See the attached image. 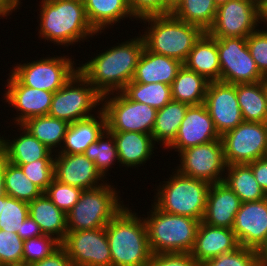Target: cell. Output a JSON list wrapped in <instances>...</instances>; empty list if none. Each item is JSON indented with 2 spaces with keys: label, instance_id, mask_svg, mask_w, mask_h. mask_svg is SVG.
I'll list each match as a JSON object with an SVG mask.
<instances>
[{
  "label": "cell",
  "instance_id": "cell-1",
  "mask_svg": "<svg viewBox=\"0 0 267 266\" xmlns=\"http://www.w3.org/2000/svg\"><path fill=\"white\" fill-rule=\"evenodd\" d=\"M129 40L109 48L78 67V71L101 96L121 92L132 81L145 44L142 35Z\"/></svg>",
  "mask_w": 267,
  "mask_h": 266
},
{
  "label": "cell",
  "instance_id": "cell-2",
  "mask_svg": "<svg viewBox=\"0 0 267 266\" xmlns=\"http://www.w3.org/2000/svg\"><path fill=\"white\" fill-rule=\"evenodd\" d=\"M40 3L38 32L45 41L70 46L97 35L87 18L83 0H41Z\"/></svg>",
  "mask_w": 267,
  "mask_h": 266
},
{
  "label": "cell",
  "instance_id": "cell-3",
  "mask_svg": "<svg viewBox=\"0 0 267 266\" xmlns=\"http://www.w3.org/2000/svg\"><path fill=\"white\" fill-rule=\"evenodd\" d=\"M126 206L105 226L112 266H145L152 256L144 219Z\"/></svg>",
  "mask_w": 267,
  "mask_h": 266
},
{
  "label": "cell",
  "instance_id": "cell-4",
  "mask_svg": "<svg viewBox=\"0 0 267 266\" xmlns=\"http://www.w3.org/2000/svg\"><path fill=\"white\" fill-rule=\"evenodd\" d=\"M148 22L142 38L145 47L156 54L176 59L182 63L195 43L205 33L200 27L177 19L172 14L152 15L141 18Z\"/></svg>",
  "mask_w": 267,
  "mask_h": 266
},
{
  "label": "cell",
  "instance_id": "cell-5",
  "mask_svg": "<svg viewBox=\"0 0 267 266\" xmlns=\"http://www.w3.org/2000/svg\"><path fill=\"white\" fill-rule=\"evenodd\" d=\"M151 209L144 221L152 254L190 253L201 221L164 212L155 204Z\"/></svg>",
  "mask_w": 267,
  "mask_h": 266
},
{
  "label": "cell",
  "instance_id": "cell-6",
  "mask_svg": "<svg viewBox=\"0 0 267 266\" xmlns=\"http://www.w3.org/2000/svg\"><path fill=\"white\" fill-rule=\"evenodd\" d=\"M175 172L156 189L158 192L153 204L164 212L202 221L211 184L185 176L176 169Z\"/></svg>",
  "mask_w": 267,
  "mask_h": 266
},
{
  "label": "cell",
  "instance_id": "cell-7",
  "mask_svg": "<svg viewBox=\"0 0 267 266\" xmlns=\"http://www.w3.org/2000/svg\"><path fill=\"white\" fill-rule=\"evenodd\" d=\"M118 192L107 182L83 190L80 199L66 214L68 231L93 230L105 227L125 206Z\"/></svg>",
  "mask_w": 267,
  "mask_h": 266
},
{
  "label": "cell",
  "instance_id": "cell-8",
  "mask_svg": "<svg viewBox=\"0 0 267 266\" xmlns=\"http://www.w3.org/2000/svg\"><path fill=\"white\" fill-rule=\"evenodd\" d=\"M77 84V85H76ZM102 102V96L79 72L52 97L49 116L67 121L69 124L95 116L92 110Z\"/></svg>",
  "mask_w": 267,
  "mask_h": 266
},
{
  "label": "cell",
  "instance_id": "cell-9",
  "mask_svg": "<svg viewBox=\"0 0 267 266\" xmlns=\"http://www.w3.org/2000/svg\"><path fill=\"white\" fill-rule=\"evenodd\" d=\"M111 97L109 94L102 96L101 106L109 132H141L152 135L157 114L155 108L132 101L122 92H115Z\"/></svg>",
  "mask_w": 267,
  "mask_h": 266
},
{
  "label": "cell",
  "instance_id": "cell-10",
  "mask_svg": "<svg viewBox=\"0 0 267 266\" xmlns=\"http://www.w3.org/2000/svg\"><path fill=\"white\" fill-rule=\"evenodd\" d=\"M72 58L54 56L18 64L12 73L23 85L55 93L77 73Z\"/></svg>",
  "mask_w": 267,
  "mask_h": 266
},
{
  "label": "cell",
  "instance_id": "cell-11",
  "mask_svg": "<svg viewBox=\"0 0 267 266\" xmlns=\"http://www.w3.org/2000/svg\"><path fill=\"white\" fill-rule=\"evenodd\" d=\"M227 166L267 156V123L243 121L221 136Z\"/></svg>",
  "mask_w": 267,
  "mask_h": 266
},
{
  "label": "cell",
  "instance_id": "cell-12",
  "mask_svg": "<svg viewBox=\"0 0 267 266\" xmlns=\"http://www.w3.org/2000/svg\"><path fill=\"white\" fill-rule=\"evenodd\" d=\"M220 63V81L229 84L255 83L260 73L248 48L246 38H216Z\"/></svg>",
  "mask_w": 267,
  "mask_h": 266
},
{
  "label": "cell",
  "instance_id": "cell-13",
  "mask_svg": "<svg viewBox=\"0 0 267 266\" xmlns=\"http://www.w3.org/2000/svg\"><path fill=\"white\" fill-rule=\"evenodd\" d=\"M261 22L257 0H229L217 7L215 21L208 30L213 38H247Z\"/></svg>",
  "mask_w": 267,
  "mask_h": 266
},
{
  "label": "cell",
  "instance_id": "cell-14",
  "mask_svg": "<svg viewBox=\"0 0 267 266\" xmlns=\"http://www.w3.org/2000/svg\"><path fill=\"white\" fill-rule=\"evenodd\" d=\"M177 171L185 176L204 180L210 184L223 182L227 163L221 140L192 146L179 152ZM223 175V176H222Z\"/></svg>",
  "mask_w": 267,
  "mask_h": 266
},
{
  "label": "cell",
  "instance_id": "cell-15",
  "mask_svg": "<svg viewBox=\"0 0 267 266\" xmlns=\"http://www.w3.org/2000/svg\"><path fill=\"white\" fill-rule=\"evenodd\" d=\"M61 246L70 258L72 266H112L105 227L67 231Z\"/></svg>",
  "mask_w": 267,
  "mask_h": 266
},
{
  "label": "cell",
  "instance_id": "cell-16",
  "mask_svg": "<svg viewBox=\"0 0 267 266\" xmlns=\"http://www.w3.org/2000/svg\"><path fill=\"white\" fill-rule=\"evenodd\" d=\"M204 105L220 136L244 121L237 100L236 84L209 82Z\"/></svg>",
  "mask_w": 267,
  "mask_h": 266
},
{
  "label": "cell",
  "instance_id": "cell-17",
  "mask_svg": "<svg viewBox=\"0 0 267 266\" xmlns=\"http://www.w3.org/2000/svg\"><path fill=\"white\" fill-rule=\"evenodd\" d=\"M232 230L240 246L259 251L267 243V197L242 203Z\"/></svg>",
  "mask_w": 267,
  "mask_h": 266
},
{
  "label": "cell",
  "instance_id": "cell-18",
  "mask_svg": "<svg viewBox=\"0 0 267 266\" xmlns=\"http://www.w3.org/2000/svg\"><path fill=\"white\" fill-rule=\"evenodd\" d=\"M214 140H221V136L217 132L206 106L204 104L191 105L186 111L174 141L168 148L177 149L175 151L179 153L186 148L210 143Z\"/></svg>",
  "mask_w": 267,
  "mask_h": 266
},
{
  "label": "cell",
  "instance_id": "cell-19",
  "mask_svg": "<svg viewBox=\"0 0 267 266\" xmlns=\"http://www.w3.org/2000/svg\"><path fill=\"white\" fill-rule=\"evenodd\" d=\"M8 78L4 99L20 111V115L14 117L17 125H22L30 118L49 114L54 93L23 85L12 73Z\"/></svg>",
  "mask_w": 267,
  "mask_h": 266
},
{
  "label": "cell",
  "instance_id": "cell-20",
  "mask_svg": "<svg viewBox=\"0 0 267 266\" xmlns=\"http://www.w3.org/2000/svg\"><path fill=\"white\" fill-rule=\"evenodd\" d=\"M54 157V179L61 183L89 190L105 182L95 163L84 154L58 153Z\"/></svg>",
  "mask_w": 267,
  "mask_h": 266
},
{
  "label": "cell",
  "instance_id": "cell-21",
  "mask_svg": "<svg viewBox=\"0 0 267 266\" xmlns=\"http://www.w3.org/2000/svg\"><path fill=\"white\" fill-rule=\"evenodd\" d=\"M238 247L240 245L232 229L211 226L201 221L190 254L200 266L205 261L235 251Z\"/></svg>",
  "mask_w": 267,
  "mask_h": 266
},
{
  "label": "cell",
  "instance_id": "cell-22",
  "mask_svg": "<svg viewBox=\"0 0 267 266\" xmlns=\"http://www.w3.org/2000/svg\"><path fill=\"white\" fill-rule=\"evenodd\" d=\"M241 204L239 197L225 183L211 184L202 222L232 229Z\"/></svg>",
  "mask_w": 267,
  "mask_h": 266
},
{
  "label": "cell",
  "instance_id": "cell-23",
  "mask_svg": "<svg viewBox=\"0 0 267 266\" xmlns=\"http://www.w3.org/2000/svg\"><path fill=\"white\" fill-rule=\"evenodd\" d=\"M183 63L160 54L142 51L132 81L137 83H165L171 86Z\"/></svg>",
  "mask_w": 267,
  "mask_h": 266
},
{
  "label": "cell",
  "instance_id": "cell-24",
  "mask_svg": "<svg viewBox=\"0 0 267 266\" xmlns=\"http://www.w3.org/2000/svg\"><path fill=\"white\" fill-rule=\"evenodd\" d=\"M23 132L13 140L0 137V155L14 165L28 164L39 159H54L51 151L22 125Z\"/></svg>",
  "mask_w": 267,
  "mask_h": 266
},
{
  "label": "cell",
  "instance_id": "cell-25",
  "mask_svg": "<svg viewBox=\"0 0 267 266\" xmlns=\"http://www.w3.org/2000/svg\"><path fill=\"white\" fill-rule=\"evenodd\" d=\"M98 109H100L97 110L98 116L69 124L64 138V146L56 154H84L87 147L97 141L102 133L107 130L105 114L101 110V106Z\"/></svg>",
  "mask_w": 267,
  "mask_h": 266
},
{
  "label": "cell",
  "instance_id": "cell-26",
  "mask_svg": "<svg viewBox=\"0 0 267 266\" xmlns=\"http://www.w3.org/2000/svg\"><path fill=\"white\" fill-rule=\"evenodd\" d=\"M115 139L119 163L128 168L145 164L153 155L152 135L141 132H110Z\"/></svg>",
  "mask_w": 267,
  "mask_h": 266
},
{
  "label": "cell",
  "instance_id": "cell-27",
  "mask_svg": "<svg viewBox=\"0 0 267 266\" xmlns=\"http://www.w3.org/2000/svg\"><path fill=\"white\" fill-rule=\"evenodd\" d=\"M183 65L209 82L220 81V63L216 38L205 32L195 43Z\"/></svg>",
  "mask_w": 267,
  "mask_h": 266
},
{
  "label": "cell",
  "instance_id": "cell-28",
  "mask_svg": "<svg viewBox=\"0 0 267 266\" xmlns=\"http://www.w3.org/2000/svg\"><path fill=\"white\" fill-rule=\"evenodd\" d=\"M28 205V214L40 226L42 233L62 242L68 231L66 213L59 209L45 193Z\"/></svg>",
  "mask_w": 267,
  "mask_h": 266
},
{
  "label": "cell",
  "instance_id": "cell-29",
  "mask_svg": "<svg viewBox=\"0 0 267 266\" xmlns=\"http://www.w3.org/2000/svg\"><path fill=\"white\" fill-rule=\"evenodd\" d=\"M83 2L87 18L98 33L123 18L136 19L130 10L128 0H83Z\"/></svg>",
  "mask_w": 267,
  "mask_h": 266
},
{
  "label": "cell",
  "instance_id": "cell-30",
  "mask_svg": "<svg viewBox=\"0 0 267 266\" xmlns=\"http://www.w3.org/2000/svg\"><path fill=\"white\" fill-rule=\"evenodd\" d=\"M189 106L186 103L172 100L157 110L152 129L154 142H159L167 149L174 141Z\"/></svg>",
  "mask_w": 267,
  "mask_h": 266
},
{
  "label": "cell",
  "instance_id": "cell-31",
  "mask_svg": "<svg viewBox=\"0 0 267 266\" xmlns=\"http://www.w3.org/2000/svg\"><path fill=\"white\" fill-rule=\"evenodd\" d=\"M209 81L184 65L171 84L172 99L188 105L204 104Z\"/></svg>",
  "mask_w": 267,
  "mask_h": 266
},
{
  "label": "cell",
  "instance_id": "cell-32",
  "mask_svg": "<svg viewBox=\"0 0 267 266\" xmlns=\"http://www.w3.org/2000/svg\"><path fill=\"white\" fill-rule=\"evenodd\" d=\"M226 172L223 183L239 197L242 203L259 201L267 197L248 164L229 165Z\"/></svg>",
  "mask_w": 267,
  "mask_h": 266
},
{
  "label": "cell",
  "instance_id": "cell-33",
  "mask_svg": "<svg viewBox=\"0 0 267 266\" xmlns=\"http://www.w3.org/2000/svg\"><path fill=\"white\" fill-rule=\"evenodd\" d=\"M236 93L244 121L267 123V102L262 81L238 83Z\"/></svg>",
  "mask_w": 267,
  "mask_h": 266
},
{
  "label": "cell",
  "instance_id": "cell-34",
  "mask_svg": "<svg viewBox=\"0 0 267 266\" xmlns=\"http://www.w3.org/2000/svg\"><path fill=\"white\" fill-rule=\"evenodd\" d=\"M216 12L217 6L213 0H177L171 14L208 32L215 21Z\"/></svg>",
  "mask_w": 267,
  "mask_h": 266
},
{
  "label": "cell",
  "instance_id": "cell-35",
  "mask_svg": "<svg viewBox=\"0 0 267 266\" xmlns=\"http://www.w3.org/2000/svg\"><path fill=\"white\" fill-rule=\"evenodd\" d=\"M35 138L51 151L64 143V138L69 127L67 121L51 117L49 115L28 119L22 124Z\"/></svg>",
  "mask_w": 267,
  "mask_h": 266
},
{
  "label": "cell",
  "instance_id": "cell-36",
  "mask_svg": "<svg viewBox=\"0 0 267 266\" xmlns=\"http://www.w3.org/2000/svg\"><path fill=\"white\" fill-rule=\"evenodd\" d=\"M128 99L147 104L156 110L172 101L171 86L165 83H137L131 81L121 91Z\"/></svg>",
  "mask_w": 267,
  "mask_h": 266
},
{
  "label": "cell",
  "instance_id": "cell-37",
  "mask_svg": "<svg viewBox=\"0 0 267 266\" xmlns=\"http://www.w3.org/2000/svg\"><path fill=\"white\" fill-rule=\"evenodd\" d=\"M5 193L24 202H31L44 192L25 176L22 169L5 160Z\"/></svg>",
  "mask_w": 267,
  "mask_h": 266
},
{
  "label": "cell",
  "instance_id": "cell-38",
  "mask_svg": "<svg viewBox=\"0 0 267 266\" xmlns=\"http://www.w3.org/2000/svg\"><path fill=\"white\" fill-rule=\"evenodd\" d=\"M84 155L95 163L103 176L116 160L117 163L119 162L114 136L108 130H105L95 143L87 147Z\"/></svg>",
  "mask_w": 267,
  "mask_h": 266
},
{
  "label": "cell",
  "instance_id": "cell-39",
  "mask_svg": "<svg viewBox=\"0 0 267 266\" xmlns=\"http://www.w3.org/2000/svg\"><path fill=\"white\" fill-rule=\"evenodd\" d=\"M27 202L10 197L2 196V212L0 213V229L3 231L17 232L23 221L29 215Z\"/></svg>",
  "mask_w": 267,
  "mask_h": 266
},
{
  "label": "cell",
  "instance_id": "cell-40",
  "mask_svg": "<svg viewBox=\"0 0 267 266\" xmlns=\"http://www.w3.org/2000/svg\"><path fill=\"white\" fill-rule=\"evenodd\" d=\"M61 242L51 235H41L24 240L23 266H30L55 252Z\"/></svg>",
  "mask_w": 267,
  "mask_h": 266
},
{
  "label": "cell",
  "instance_id": "cell-41",
  "mask_svg": "<svg viewBox=\"0 0 267 266\" xmlns=\"http://www.w3.org/2000/svg\"><path fill=\"white\" fill-rule=\"evenodd\" d=\"M200 266H260L259 251L240 246L235 251L223 253Z\"/></svg>",
  "mask_w": 267,
  "mask_h": 266
},
{
  "label": "cell",
  "instance_id": "cell-42",
  "mask_svg": "<svg viewBox=\"0 0 267 266\" xmlns=\"http://www.w3.org/2000/svg\"><path fill=\"white\" fill-rule=\"evenodd\" d=\"M83 189L53 179L44 192L47 197L66 214L78 202Z\"/></svg>",
  "mask_w": 267,
  "mask_h": 266
},
{
  "label": "cell",
  "instance_id": "cell-43",
  "mask_svg": "<svg viewBox=\"0 0 267 266\" xmlns=\"http://www.w3.org/2000/svg\"><path fill=\"white\" fill-rule=\"evenodd\" d=\"M23 246L16 232L0 229V261L4 266H23Z\"/></svg>",
  "mask_w": 267,
  "mask_h": 266
},
{
  "label": "cell",
  "instance_id": "cell-44",
  "mask_svg": "<svg viewBox=\"0 0 267 266\" xmlns=\"http://www.w3.org/2000/svg\"><path fill=\"white\" fill-rule=\"evenodd\" d=\"M19 166L26 177L29 178L43 192L54 179V159H39Z\"/></svg>",
  "mask_w": 267,
  "mask_h": 266
},
{
  "label": "cell",
  "instance_id": "cell-45",
  "mask_svg": "<svg viewBox=\"0 0 267 266\" xmlns=\"http://www.w3.org/2000/svg\"><path fill=\"white\" fill-rule=\"evenodd\" d=\"M251 56L263 76H267V29L254 31L246 38Z\"/></svg>",
  "mask_w": 267,
  "mask_h": 266
},
{
  "label": "cell",
  "instance_id": "cell-46",
  "mask_svg": "<svg viewBox=\"0 0 267 266\" xmlns=\"http://www.w3.org/2000/svg\"><path fill=\"white\" fill-rule=\"evenodd\" d=\"M135 18L171 14L173 4L169 0H128Z\"/></svg>",
  "mask_w": 267,
  "mask_h": 266
},
{
  "label": "cell",
  "instance_id": "cell-47",
  "mask_svg": "<svg viewBox=\"0 0 267 266\" xmlns=\"http://www.w3.org/2000/svg\"><path fill=\"white\" fill-rule=\"evenodd\" d=\"M145 266H199L190 253L152 254Z\"/></svg>",
  "mask_w": 267,
  "mask_h": 266
},
{
  "label": "cell",
  "instance_id": "cell-48",
  "mask_svg": "<svg viewBox=\"0 0 267 266\" xmlns=\"http://www.w3.org/2000/svg\"><path fill=\"white\" fill-rule=\"evenodd\" d=\"M30 266H72V264L65 249L62 246H60L50 256L38 262H35Z\"/></svg>",
  "mask_w": 267,
  "mask_h": 266
},
{
  "label": "cell",
  "instance_id": "cell-49",
  "mask_svg": "<svg viewBox=\"0 0 267 266\" xmlns=\"http://www.w3.org/2000/svg\"><path fill=\"white\" fill-rule=\"evenodd\" d=\"M248 165L251 167L259 186L267 195V156L250 162Z\"/></svg>",
  "mask_w": 267,
  "mask_h": 266
},
{
  "label": "cell",
  "instance_id": "cell-50",
  "mask_svg": "<svg viewBox=\"0 0 267 266\" xmlns=\"http://www.w3.org/2000/svg\"><path fill=\"white\" fill-rule=\"evenodd\" d=\"M16 233L23 241L44 235L40 226L29 215L23 221L21 228Z\"/></svg>",
  "mask_w": 267,
  "mask_h": 266
},
{
  "label": "cell",
  "instance_id": "cell-51",
  "mask_svg": "<svg viewBox=\"0 0 267 266\" xmlns=\"http://www.w3.org/2000/svg\"><path fill=\"white\" fill-rule=\"evenodd\" d=\"M19 5L14 0H0V17H6L7 15L15 11Z\"/></svg>",
  "mask_w": 267,
  "mask_h": 266
},
{
  "label": "cell",
  "instance_id": "cell-52",
  "mask_svg": "<svg viewBox=\"0 0 267 266\" xmlns=\"http://www.w3.org/2000/svg\"><path fill=\"white\" fill-rule=\"evenodd\" d=\"M4 174H5V159L0 155V197L6 194Z\"/></svg>",
  "mask_w": 267,
  "mask_h": 266
},
{
  "label": "cell",
  "instance_id": "cell-53",
  "mask_svg": "<svg viewBox=\"0 0 267 266\" xmlns=\"http://www.w3.org/2000/svg\"><path fill=\"white\" fill-rule=\"evenodd\" d=\"M260 266H267V243L259 250Z\"/></svg>",
  "mask_w": 267,
  "mask_h": 266
},
{
  "label": "cell",
  "instance_id": "cell-54",
  "mask_svg": "<svg viewBox=\"0 0 267 266\" xmlns=\"http://www.w3.org/2000/svg\"><path fill=\"white\" fill-rule=\"evenodd\" d=\"M259 6V12L262 15L267 10V0H257Z\"/></svg>",
  "mask_w": 267,
  "mask_h": 266
},
{
  "label": "cell",
  "instance_id": "cell-55",
  "mask_svg": "<svg viewBox=\"0 0 267 266\" xmlns=\"http://www.w3.org/2000/svg\"><path fill=\"white\" fill-rule=\"evenodd\" d=\"M261 81L267 102V76H264V78Z\"/></svg>",
  "mask_w": 267,
  "mask_h": 266
},
{
  "label": "cell",
  "instance_id": "cell-56",
  "mask_svg": "<svg viewBox=\"0 0 267 266\" xmlns=\"http://www.w3.org/2000/svg\"><path fill=\"white\" fill-rule=\"evenodd\" d=\"M261 21L265 23L267 27V10L261 15Z\"/></svg>",
  "mask_w": 267,
  "mask_h": 266
},
{
  "label": "cell",
  "instance_id": "cell-57",
  "mask_svg": "<svg viewBox=\"0 0 267 266\" xmlns=\"http://www.w3.org/2000/svg\"><path fill=\"white\" fill-rule=\"evenodd\" d=\"M213 1H214L215 5L217 7H219L220 5L225 4L229 0H213Z\"/></svg>",
  "mask_w": 267,
  "mask_h": 266
},
{
  "label": "cell",
  "instance_id": "cell-58",
  "mask_svg": "<svg viewBox=\"0 0 267 266\" xmlns=\"http://www.w3.org/2000/svg\"><path fill=\"white\" fill-rule=\"evenodd\" d=\"M2 212V196L0 197V213Z\"/></svg>",
  "mask_w": 267,
  "mask_h": 266
},
{
  "label": "cell",
  "instance_id": "cell-59",
  "mask_svg": "<svg viewBox=\"0 0 267 266\" xmlns=\"http://www.w3.org/2000/svg\"><path fill=\"white\" fill-rule=\"evenodd\" d=\"M18 5H21V1L20 0H14Z\"/></svg>",
  "mask_w": 267,
  "mask_h": 266
},
{
  "label": "cell",
  "instance_id": "cell-60",
  "mask_svg": "<svg viewBox=\"0 0 267 266\" xmlns=\"http://www.w3.org/2000/svg\"><path fill=\"white\" fill-rule=\"evenodd\" d=\"M173 5L175 4V2H177V0H169Z\"/></svg>",
  "mask_w": 267,
  "mask_h": 266
}]
</instances>
